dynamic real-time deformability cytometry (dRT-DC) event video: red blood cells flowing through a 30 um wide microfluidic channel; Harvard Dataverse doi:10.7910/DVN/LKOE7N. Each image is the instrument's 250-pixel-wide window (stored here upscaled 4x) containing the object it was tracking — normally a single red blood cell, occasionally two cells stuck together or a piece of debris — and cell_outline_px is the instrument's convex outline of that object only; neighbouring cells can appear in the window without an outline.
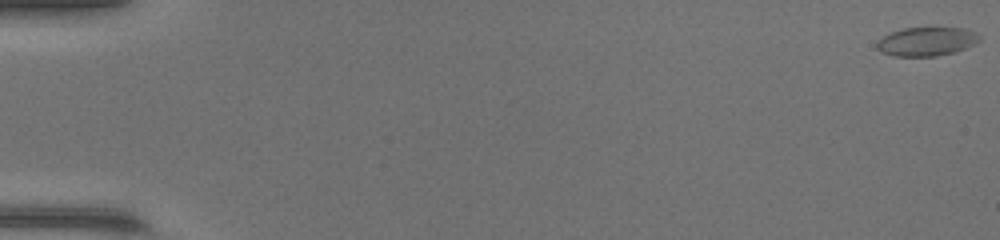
{"species": "common noctule bat (a hibernating species)", "species_latin": "Nyctalus noctula", "temperature_condition": "warm", "stored_images_in_passage": 50, "camera_frame_rate_fps": 3000, "um_per_image_px": 0.085, "animal": {"sex": "female", "body_mass_g": 17.0, "forearm_length_mm": 48.0}, "frame": {"image": 1, "passage_image": 1, "time_ms": 0.0, "image_size_px": [1000, 240], "cell_outline_px": [[980, 40], [976, 44], [952, 52], [936, 56], [892, 56], [876, 48], [876, 44], [884, 36], [892, 32], [904, 28], [964, 28], [976, 32], [980, 36]], "centroid_in_image_um": [78.79, 3.53], "position_along_channel_um": 6.2, "area_um2": 16.99}}
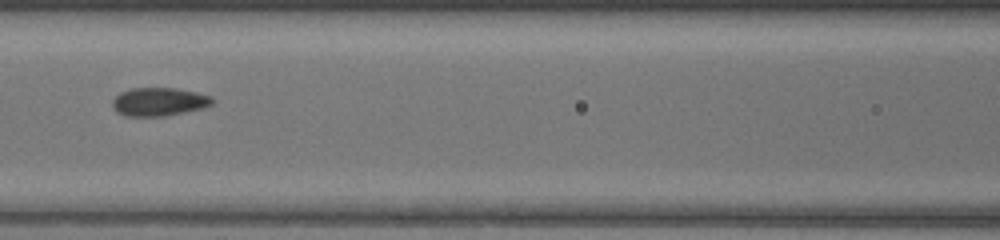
{"frame": {"image": 2, "passage_image": 24, "time_ms": 7.667, "image_size_px": [1000, 240], "cell_outline_px": [[216, 100], [212, 104], [204, 108], [164, 116], [124, 116], [116, 112], [112, 108], [112, 100], [120, 92], [132, 88], [176, 88], [196, 92], [212, 96]], "centroid_in_image_um": [13.52, 8.65], "position_along_channel_um": 153.1, "area_um2": 16.7}}
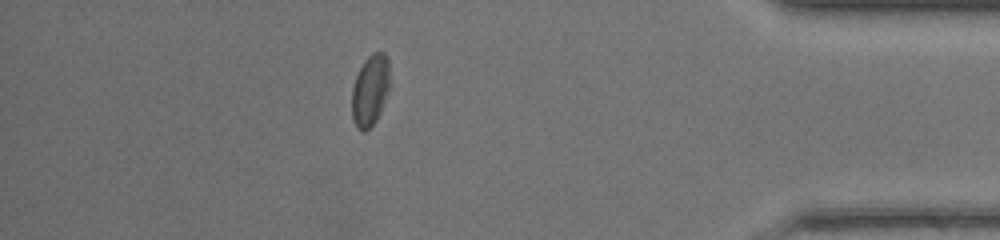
{"frame": {"image": 3, "passage_image": 44, "time_ms": 14.333, "image_size_px": [1000, 240], "cell_outline_px": [[388, 88], [380, 112], [376, 120], [364, 132], [360, 132], [356, 128], [352, 120], [352, 88], [356, 76], [364, 60], [372, 52], [384, 52], [388, 60]], "centroid_in_image_um": [31.43, 7.69], "position_along_channel_um": 403.8, "area_um2": 15.55}, "authors_computed_cell_mechanics": {"area_um2": 16.7042, "velocity_mm_per_s": 4.3455, "shape_relaxation_time_tau1_ms": null, "shape_relaxation_time_tau2_ms": 1.1656, "deformation_change_tau1": null, "deformation_change_tau2": 0.0717}}